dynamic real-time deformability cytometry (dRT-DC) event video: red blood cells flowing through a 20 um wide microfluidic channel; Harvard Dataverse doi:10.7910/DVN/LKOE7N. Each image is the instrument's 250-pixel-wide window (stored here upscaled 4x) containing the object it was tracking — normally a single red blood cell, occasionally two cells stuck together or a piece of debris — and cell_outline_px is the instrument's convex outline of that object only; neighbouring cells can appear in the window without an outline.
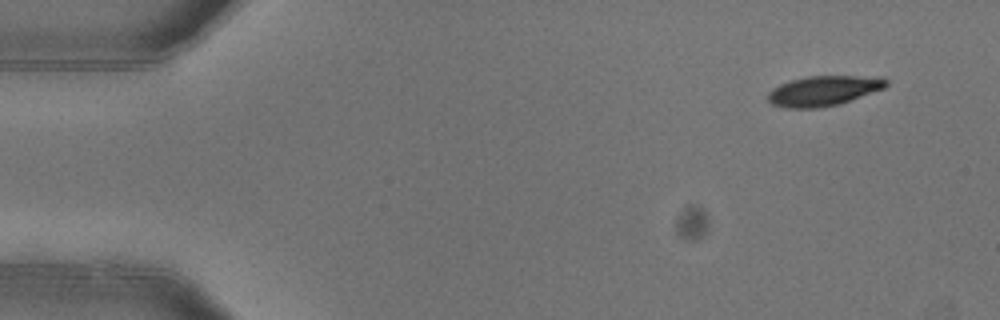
{"species": "common noctule bat (a hibernating species)", "species_latin": "Nyctalus noctula", "temperature_condition": "warm", "stored_images_in_passage": 3, "camera_frame_rate_fps": 3000, "um_per_image_px": 0.085, "animal": {"sex": "female"}, "frame": {"image": 1, "passage_image": 1, "time_ms": 0.0, "image_size_px": [1000, 320], "cell_outline_px": [[888, 84], [884, 88], [840, 104], [816, 108], [784, 108], [772, 104], [768, 100], [768, 92], [772, 88], [780, 84], [792, 80], [808, 76], [884, 76], [888, 80]], "centroid_in_image_um": [70.02, 7.71], "position_along_channel_um": 15.0, "area_um2": 20.81}}
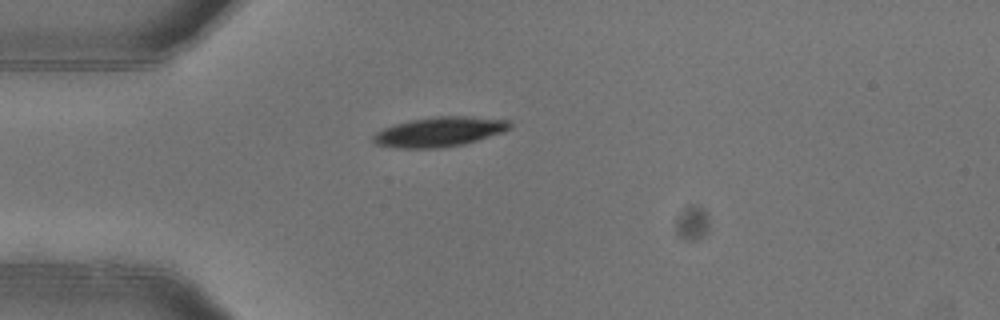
{"frame": {"image": 2, "passage_image": 3, "time_ms": 0.667, "image_size_px": [1000, 320], "cell_outline_px": [[512, 128], [504, 132], [464, 144], [440, 148], [396, 148], [376, 144], [372, 140], [372, 136], [376, 132], [384, 128], [396, 124], [412, 120], [436, 116], [468, 116], [512, 120]], "centroid_in_image_um": [37.4, 11.2], "position_along_channel_um": 47.6, "area_um2": 23.76}}